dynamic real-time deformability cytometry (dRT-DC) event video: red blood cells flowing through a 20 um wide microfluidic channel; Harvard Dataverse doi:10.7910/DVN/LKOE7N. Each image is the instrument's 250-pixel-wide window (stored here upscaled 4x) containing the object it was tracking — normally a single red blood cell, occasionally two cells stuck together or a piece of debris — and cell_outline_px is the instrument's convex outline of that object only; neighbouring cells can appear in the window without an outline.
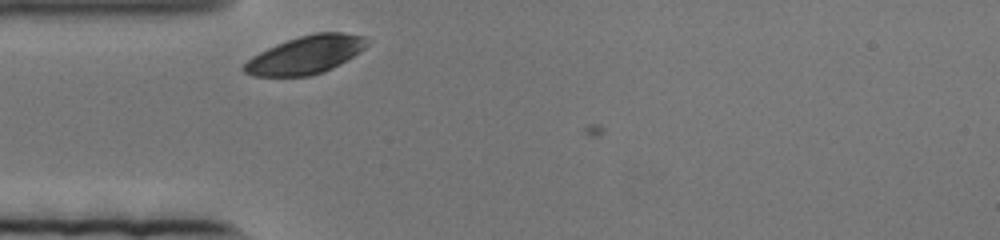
{"species": "human", "species_latin": "Homo sapiens", "temperature_condition": "cold", "stored_images_in_passage": 45, "camera_frame_rate_fps": 3000, "um_per_image_px": 0.085, "donor": {"sex": "female"}, "frame": {"image": 1, "passage_image": 1, "time_ms": 0.0, "image_size_px": [1000, 240], "cell_outline_px": [[372, 40], [360, 52], [340, 64], [324, 72], [308, 76], [252, 76], [244, 72], [240, 68], [252, 56], [276, 44], [300, 36], [316, 32], [344, 32], [364, 36]], "centroid_in_image_um": [26.01, 4.66], "position_along_channel_um": 59.0, "area_um2": 27.34}}
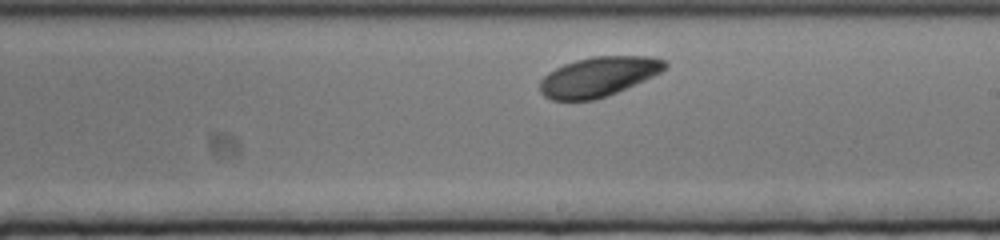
{"frame": {"image": 2, "passage_image": 26, "time_ms": 8.333, "image_size_px": [1000, 240], "cell_outline_px": [[668, 68], [644, 80], [608, 96], [596, 100], [552, 100], [544, 96], [540, 92], [540, 80], [548, 72], [564, 64], [576, 60], [592, 56], [652, 56], [664, 60], [668, 64]], "centroid_in_image_um": [50.86, 6.52], "position_along_channel_um": 238.1, "area_um2": 28.96}}
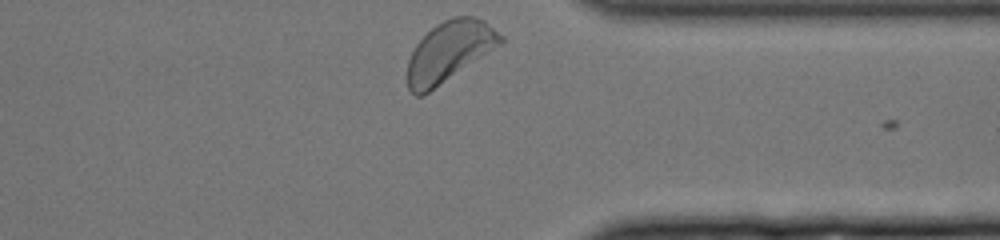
{"frame": {"image": 3, "passage_image": 45, "time_ms": 14.667, "image_size_px": [1000, 240], "cell_outline_px": [[504, 40], [500, 44], [424, 96], [416, 96], [408, 88], [408, 60], [416, 44], [436, 24], [452, 16], [472, 16], [484, 20], [504, 36]], "centroid_in_image_um": [38.18, 4.37], "position_along_channel_um": 373.2, "area_um2": 32.37}}